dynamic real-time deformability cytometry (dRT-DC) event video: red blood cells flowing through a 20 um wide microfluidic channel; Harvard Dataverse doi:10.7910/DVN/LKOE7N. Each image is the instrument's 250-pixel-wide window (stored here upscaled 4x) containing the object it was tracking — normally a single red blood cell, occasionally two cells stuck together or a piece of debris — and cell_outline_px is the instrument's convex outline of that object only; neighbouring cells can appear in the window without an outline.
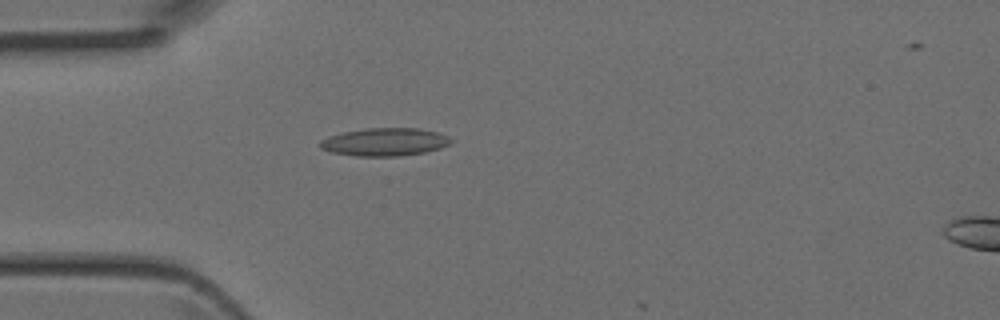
{"species": "Egyptian fruit bat (a non-hibernating species)", "species_latin": "Rousettus aegyptiacus", "temperature_condition": "room temperature", "stored_images_in_passage": 4, "camera_frame_rate_fps": 3000, "um_per_image_px": 0.085, "animal": {"sex": "female"}, "frame": {"image": 1, "passage_image": 4, "time_ms": 1.0, "image_size_px": [1000, 320], "cell_outline_px": [[452, 140], [448, 144], [440, 148], [424, 152], [400, 156], [356, 156], [332, 152], [320, 148], [316, 144], [320, 140], [328, 136], [344, 132], [368, 128], [416, 128], [436, 132], [448, 136]], "centroid_in_image_um": [32.65, 12.07], "position_along_channel_um": 52.4, "area_um2": 21.21}}